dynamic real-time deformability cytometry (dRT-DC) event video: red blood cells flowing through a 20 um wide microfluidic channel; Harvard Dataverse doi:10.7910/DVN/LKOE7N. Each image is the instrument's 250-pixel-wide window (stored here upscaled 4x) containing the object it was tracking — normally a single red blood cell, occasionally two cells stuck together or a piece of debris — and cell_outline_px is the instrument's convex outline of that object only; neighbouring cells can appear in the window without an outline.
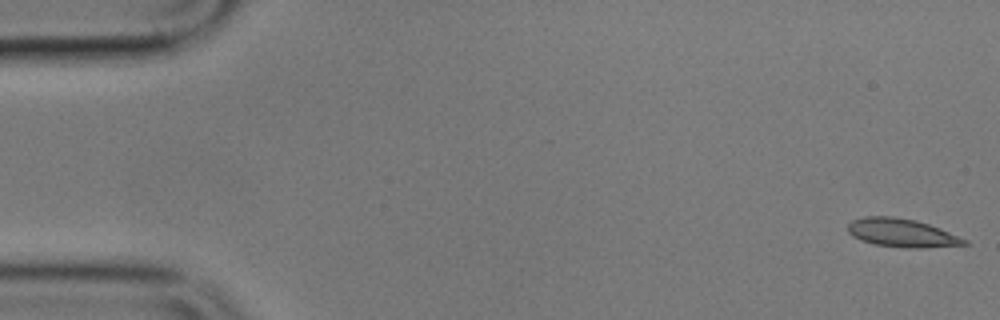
{"species": "common noctule bat (a hibernating species)", "species_latin": "Nyctalus noctula", "temperature_condition": "cold", "stored_images_in_passage": 6, "camera_frame_rate_fps": 3000, "um_per_image_px": 0.085, "animal": {"sex": "male", "body_mass_g": 17.9}, "frame": {"image": 1, "passage_image": 1, "time_ms": 0.0, "image_size_px": [1000, 320], "cell_outline_px": [[968, 244], [920, 248], [904, 248], [872, 244], [860, 240], [852, 236], [848, 232], [848, 224], [852, 220], [864, 216], [892, 216], [916, 220], [940, 228], [968, 240]], "centroid_in_image_um": [76.62, 19.79], "position_along_channel_um": 8.4, "area_um2": 19.36}}
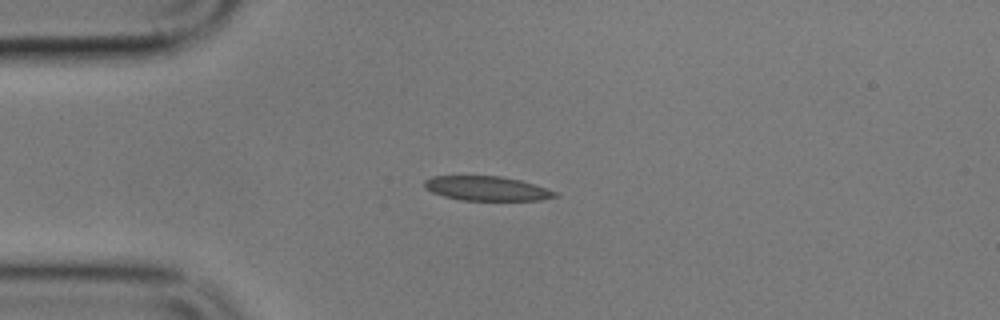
{"frame": {"image": 2, "passage_image": 4, "time_ms": 4.333, "image_size_px": [1000, 320], "cell_outline_px": [[560, 196], [540, 200], [460, 200], [444, 196], [432, 192], [424, 188], [424, 180], [432, 176], [500, 176], [520, 180], [556, 192]], "centroid_in_image_um": [41.34, 16.02], "position_along_channel_um": 43.7, "area_um2": 18.44}}
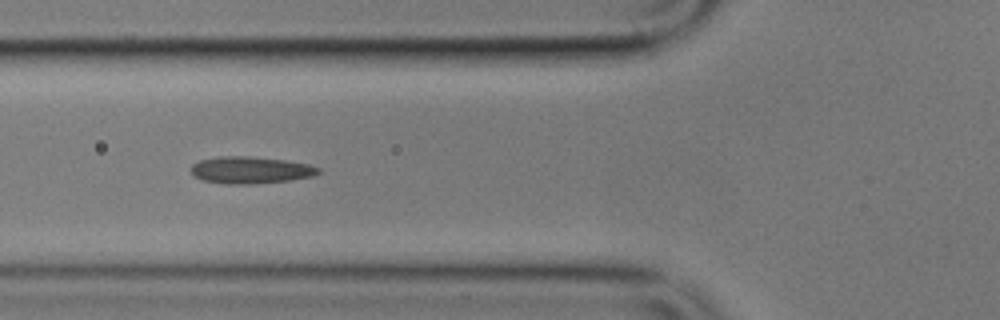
{"frame": {"image": 3, "passage_image": 6, "time_ms": 6.667, "image_size_px": [1000, 320], "cell_outline_px": [[320, 172], [312, 176], [292, 180], [256, 184], [224, 184], [204, 180], [196, 176], [192, 172], [192, 164], [200, 160], [220, 156], [248, 156], [284, 160], [308, 164], [320, 168]], "centroid_in_image_um": [21.32, 14.46], "position_along_channel_um": 104.5, "area_um2": 19.94}}